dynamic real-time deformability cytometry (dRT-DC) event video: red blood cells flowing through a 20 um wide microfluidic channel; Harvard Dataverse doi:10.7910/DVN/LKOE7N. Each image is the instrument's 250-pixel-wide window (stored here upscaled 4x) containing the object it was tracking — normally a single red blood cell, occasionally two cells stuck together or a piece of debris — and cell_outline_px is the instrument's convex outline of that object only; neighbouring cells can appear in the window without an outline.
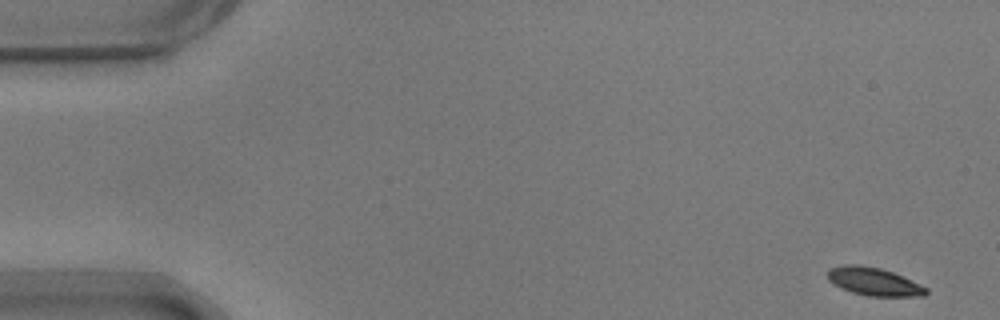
{"species": "common noctule bat (a hibernating species)", "species_latin": "Nyctalus noctula", "temperature_condition": "warm", "stored_images_in_passage": 54, "camera_frame_rate_fps": 3000, "um_per_image_px": 0.085, "animal": {"sex": "male", "body_mass_g": 17.9}, "frame": {"image": 1, "passage_image": 1, "time_ms": 0.0, "image_size_px": [1000, 320], "cell_outline_px": [[928, 292], [924, 296], [868, 296], [852, 292], [828, 280], [828, 268], [844, 264], [860, 264], [880, 268], [892, 272], [920, 284], [928, 288]], "centroid_in_image_um": [74.29, 23.92], "position_along_channel_um": 10.7, "area_um2": 15.95}}
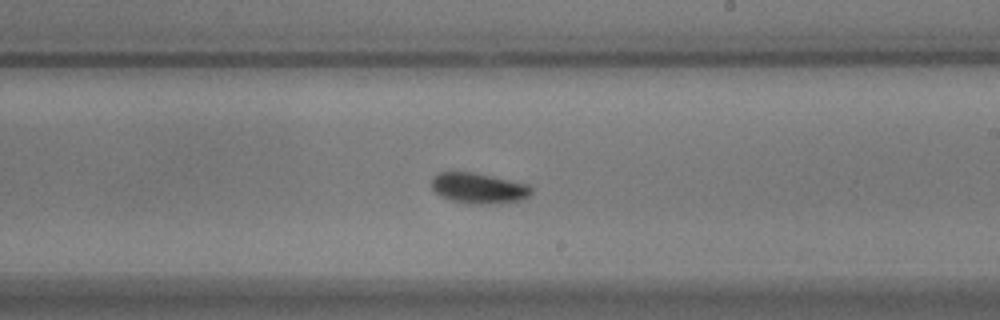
{"frame": {"image": 2, "passage_image": 31, "time_ms": 10.0, "image_size_px": [1000, 320], "cell_outline_px": [[532, 192], [528, 196], [520, 200], [484, 204], [464, 204], [440, 196], [432, 188], [432, 176], [436, 172], [472, 172], [528, 184], [532, 188]], "centroid_in_image_um": [40.64, 15.99], "position_along_channel_um": 248.4, "area_um2": 17.69}}
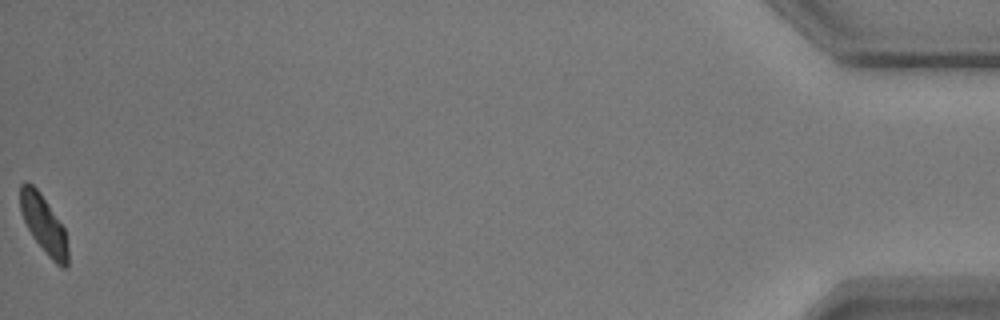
{"frame": {"image": 3, "passage_image": 54, "time_ms": 17.667, "image_size_px": [1000, 320], "cell_outline_px": [[68, 268], [60, 268], [48, 256], [32, 236], [24, 220], [20, 208], [20, 184], [24, 180], [32, 184], [40, 192], [64, 228], [68, 248]], "centroid_in_image_um": [3.72, 19.08], "position_along_channel_um": 431.5, "area_um2": 16.07}, "authors_computed_cell_mechanics": {"area_um2": 16.9932, "velocity_mm_per_s": 3.6653, "shape_relaxation_time_tau1_ms": 2.6226, "shape_relaxation_time_tau2_ms": 4.6567, "deformation_change_tau1": 0.1134, "deformation_change_tau2": 0.073}}